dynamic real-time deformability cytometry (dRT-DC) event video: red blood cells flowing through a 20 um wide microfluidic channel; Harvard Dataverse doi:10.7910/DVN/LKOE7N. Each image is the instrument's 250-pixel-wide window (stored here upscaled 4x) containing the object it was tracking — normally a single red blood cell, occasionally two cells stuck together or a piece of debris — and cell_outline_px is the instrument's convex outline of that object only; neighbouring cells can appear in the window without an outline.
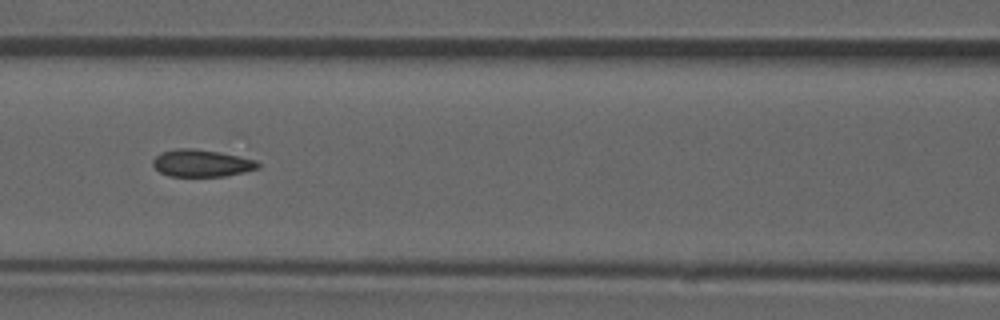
{"species": "common noctule bat (a hibernating species)", "species_latin": "Nyctalus noctula", "temperature_condition": "room temperature", "stored_images_in_passage": 52, "camera_frame_rate_fps": 3000, "um_per_image_px": 0.085, "animal": {"sex": "male", "forearm_length_mm": 52.5}, "frame": {"image": 1, "passage_image": 23, "time_ms": 7.333, "image_size_px": [1000, 320], "cell_outline_px": [[260, 168], [244, 172], [224, 176], [168, 176], [160, 172], [152, 164], [152, 160], [160, 152], [176, 148], [196, 148], [256, 160], [260, 164]], "centroid_in_image_um": [17.1, 13.87], "position_along_channel_um": 149.5, "area_um2": 16.59}, "authors_computed_cell_mechanics": {"area_um2": 16.8776, "velocity_mm_per_s": 3.9149, "shape_relaxation_time_tau1_ms": null, "shape_relaxation_time_tau2_ms": 1.3826, "deformation_change_tau1": null, "deformation_change_tau2": 0.0544}}